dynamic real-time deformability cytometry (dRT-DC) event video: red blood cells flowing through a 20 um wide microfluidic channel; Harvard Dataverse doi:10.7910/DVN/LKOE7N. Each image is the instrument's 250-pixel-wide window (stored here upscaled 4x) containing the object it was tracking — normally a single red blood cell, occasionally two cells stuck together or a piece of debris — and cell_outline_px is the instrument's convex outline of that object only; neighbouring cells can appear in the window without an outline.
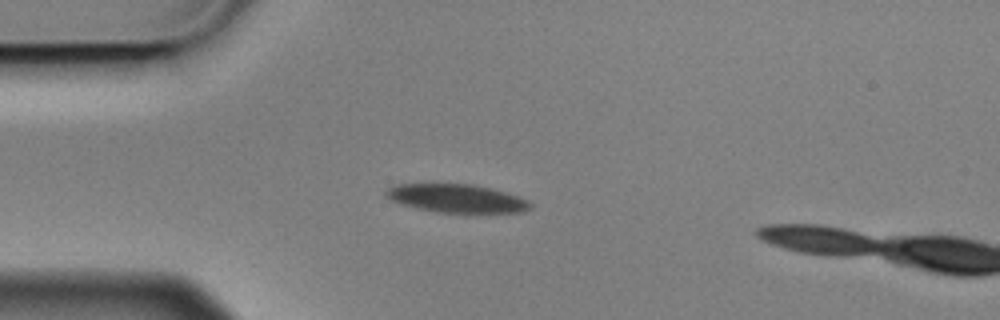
{"species": "Egyptian fruit bat (a non-hibernating species)", "species_latin": "Rousettus aegyptiacus", "temperature_condition": "cold", "stored_images_in_passage": 5, "camera_frame_rate_fps": 3000, "um_per_image_px": 0.085, "animal": {"sex": "male"}, "frame": {"image": 1, "passage_image": 4, "time_ms": 1.0, "image_size_px": [1000, 320], "cell_outline_px": [[532, 204], [524, 212], [436, 212], [400, 204], [384, 196], [384, 192], [388, 188], [396, 184], [472, 184], [504, 192], [528, 200]], "centroid_in_image_um": [38.75, 16.86], "position_along_channel_um": 46.2, "area_um2": 23.47}}